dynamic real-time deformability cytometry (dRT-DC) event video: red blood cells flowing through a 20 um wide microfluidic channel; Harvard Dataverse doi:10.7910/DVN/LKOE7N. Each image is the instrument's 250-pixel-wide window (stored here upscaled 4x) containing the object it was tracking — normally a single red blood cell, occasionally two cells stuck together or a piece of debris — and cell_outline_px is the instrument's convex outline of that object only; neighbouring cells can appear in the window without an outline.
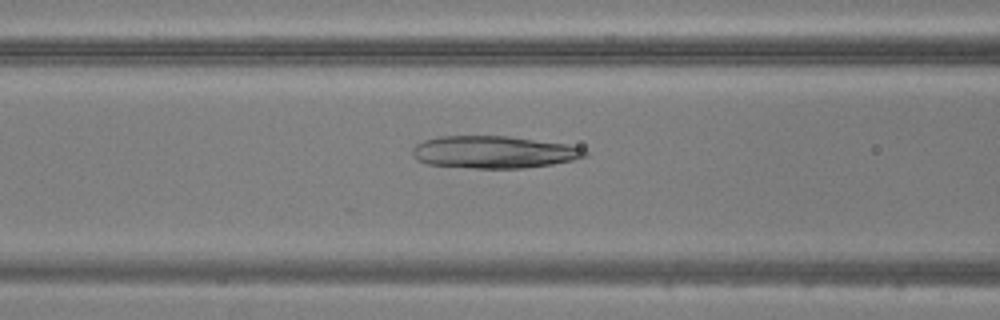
{"species": "common noctule bat (a hibernating species)", "species_latin": "Nyctalus noctula", "temperature_condition": "warm", "stored_images_in_passage": 49, "camera_frame_rate_fps": 3000, "um_per_image_px": 0.085, "animal": {"sex": "male", "body_mass_g": 20.5, "forearm_length_mm": 52.5}, "frame": {"image": 1, "passage_image": 20, "time_ms": 6.333, "image_size_px": [1000, 320], "cell_outline_px": [[588, 156], [572, 160], [552, 164], [524, 168], [472, 168], [428, 164], [416, 160], [412, 152], [412, 148], [416, 144], [424, 140], [440, 136], [508, 136], [568, 144], [580, 148], [588, 152]], "centroid_in_image_um": [41.96, 12.92], "position_along_channel_um": 124.6, "area_um2": 32.48}}
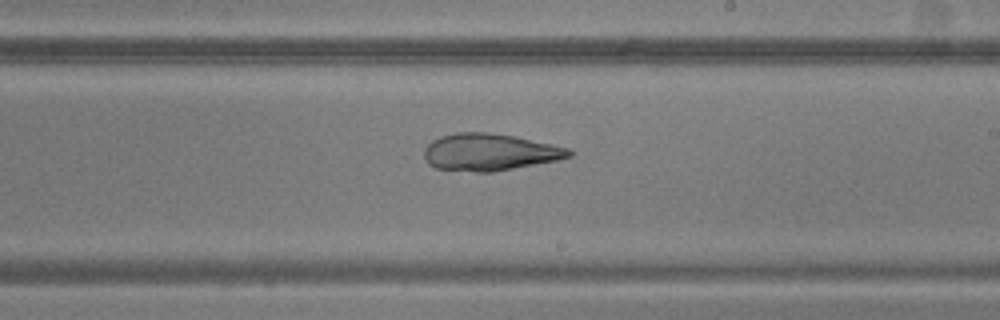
{"frame": {"image": 2, "passage_image": 29, "time_ms": 9.333, "image_size_px": [1000, 320], "cell_outline_px": [[572, 156], [556, 160], [492, 172], [476, 172], [436, 168], [428, 164], [424, 156], [424, 148], [432, 140], [440, 136], [456, 132], [488, 132], [516, 136], [568, 148], [572, 152]], "centroid_in_image_um": [41.58, 12.92], "position_along_channel_um": 247.4, "area_um2": 31.15}}
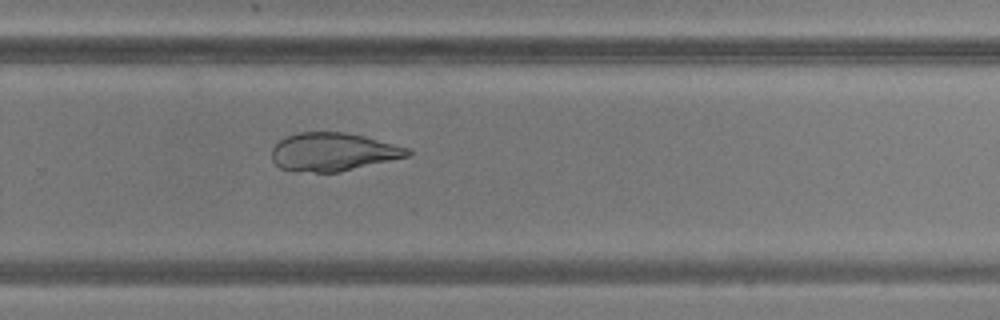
{"frame": {"image": 3, "passage_image": 33, "time_ms": 10.667, "image_size_px": [1000, 320], "cell_outline_px": [[412, 152], [408, 156], [340, 172], [292, 172], [280, 168], [272, 160], [272, 148], [284, 136], [300, 132], [344, 132], [364, 136], [408, 148]], "centroid_in_image_um": [28.26, 12.92], "position_along_channel_um": 301.5, "area_um2": 30.29}}